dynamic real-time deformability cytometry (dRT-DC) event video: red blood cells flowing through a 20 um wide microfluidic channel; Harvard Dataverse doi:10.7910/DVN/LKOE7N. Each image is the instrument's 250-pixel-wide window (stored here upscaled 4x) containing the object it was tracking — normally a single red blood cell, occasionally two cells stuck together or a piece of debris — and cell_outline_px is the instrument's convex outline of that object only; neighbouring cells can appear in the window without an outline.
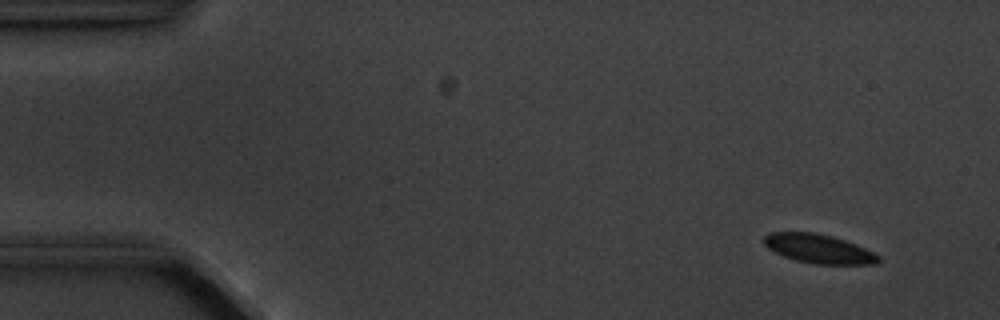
{"species": "common noctule bat (a hibernating species)", "species_latin": "Nyctalus noctula", "temperature_condition": "cold", "stored_images_in_passage": 4, "camera_frame_rate_fps": 3000, "um_per_image_px": 0.085, "animal": {"sex": "male", "body_mass_g": 20.1, "forearm_length_mm": 53.5}, "frame": {"image": 1, "passage_image": 2, "time_ms": 1.333, "image_size_px": [1000, 320], "cell_outline_px": [[880, 260], [876, 264], [816, 264], [796, 260], [784, 256], [768, 248], [764, 244], [764, 236], [768, 232], [812, 232], [832, 236], [856, 244], [880, 256]], "centroid_in_image_um": [69.58, 21.14], "position_along_channel_um": 15.4, "area_um2": 19.19}}